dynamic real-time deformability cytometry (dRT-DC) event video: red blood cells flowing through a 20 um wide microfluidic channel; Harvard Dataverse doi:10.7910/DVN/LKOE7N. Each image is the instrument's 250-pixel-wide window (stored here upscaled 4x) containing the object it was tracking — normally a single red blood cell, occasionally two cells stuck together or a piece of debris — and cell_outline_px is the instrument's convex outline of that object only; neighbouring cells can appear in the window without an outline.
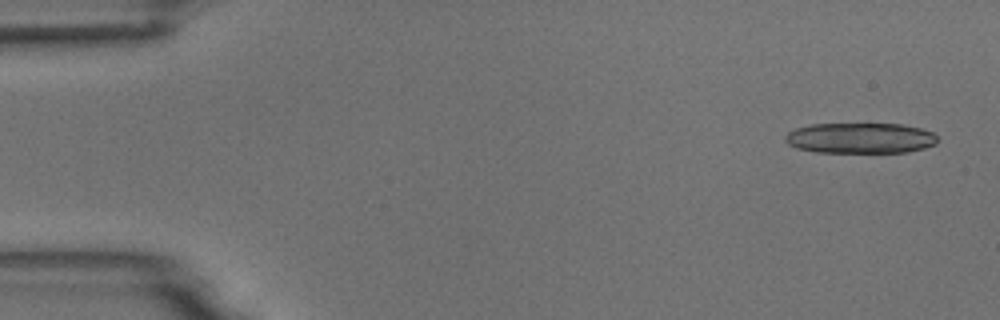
{"species": "common noctule bat (a hibernating species)", "species_latin": "Nyctalus noctula", "temperature_condition": "room temperature", "stored_images_in_passage": 5, "camera_frame_rate_fps": 3000, "um_per_image_px": 0.085, "animal": {"sex": "male", "body_mass_g": 18.8}, "frame": {"image": 1, "passage_image": 1, "time_ms": 0.0, "image_size_px": [1000, 320], "cell_outline_px": [[936, 144], [924, 148], [908, 152], [816, 152], [796, 148], [788, 144], [784, 140], [784, 136], [788, 132], [796, 128], [812, 124], [904, 124], [920, 128], [932, 132], [936, 136]], "centroid_in_image_um": [73.1, 11.74], "position_along_channel_um": 11.9, "area_um2": 27.17}}